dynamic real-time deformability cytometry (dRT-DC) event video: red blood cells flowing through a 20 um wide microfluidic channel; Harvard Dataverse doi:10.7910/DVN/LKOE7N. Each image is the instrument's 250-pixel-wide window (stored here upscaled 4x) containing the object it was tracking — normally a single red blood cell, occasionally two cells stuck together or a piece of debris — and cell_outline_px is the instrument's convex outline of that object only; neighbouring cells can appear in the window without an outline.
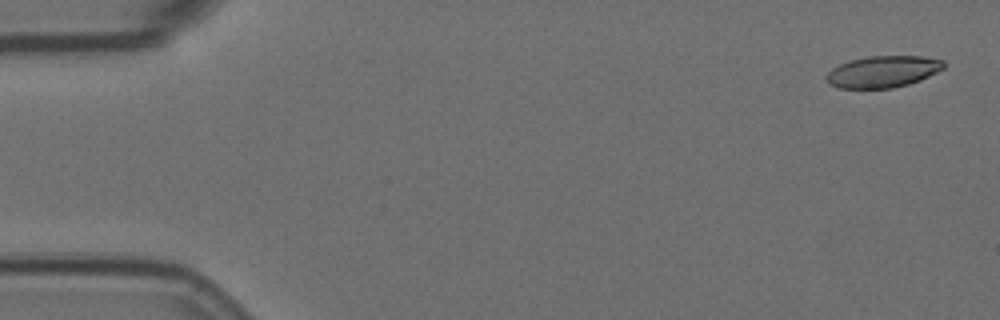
{"species": "Egyptian fruit bat (a non-hibernating species)", "species_latin": "Rousettus aegyptiacus", "temperature_condition": "room temperature", "stored_images_in_passage": 2, "camera_frame_rate_fps": 3000, "um_per_image_px": 0.085, "animal": {"sex": "female"}, "frame": {"image": 1, "passage_image": 2, "time_ms": 0.333, "image_size_px": [1000, 320], "cell_outline_px": [[944, 68], [920, 80], [908, 84], [892, 88], [836, 88], [828, 84], [824, 76], [832, 68], [848, 60], [868, 56], [924, 56], [944, 60]], "centroid_in_image_um": [75.01, 6.09], "position_along_channel_um": 10.0, "area_um2": 21.79}}